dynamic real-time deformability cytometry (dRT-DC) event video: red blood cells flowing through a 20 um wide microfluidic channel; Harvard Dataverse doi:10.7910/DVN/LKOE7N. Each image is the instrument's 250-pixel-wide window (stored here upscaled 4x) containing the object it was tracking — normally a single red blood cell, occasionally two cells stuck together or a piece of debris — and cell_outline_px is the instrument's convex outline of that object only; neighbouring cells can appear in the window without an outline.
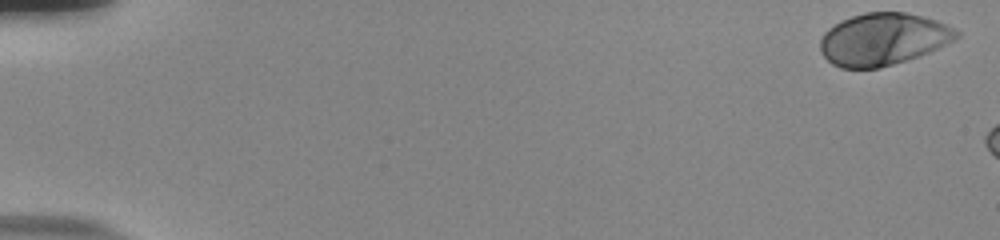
{"species": "human", "species_latin": "Homo sapiens", "temperature_condition": "room temperature", "stored_images_in_passage": 9, "camera_frame_rate_fps": 3000, "um_per_image_px": 0.085, "donor": {"sex": "male"}, "frame": {"image": 1, "passage_image": 1, "time_ms": 0.0, "image_size_px": [1000, 240], "cell_outline_px": [[960, 36], [928, 52], [880, 68], [840, 68], [832, 64], [820, 52], [820, 40], [824, 32], [828, 28], [840, 20], [864, 12], [904, 12], [936, 20], [956, 28], [960, 32]], "centroid_in_image_um": [75.02, 3.32], "position_along_channel_um": 10.0, "area_um2": 41.21}}